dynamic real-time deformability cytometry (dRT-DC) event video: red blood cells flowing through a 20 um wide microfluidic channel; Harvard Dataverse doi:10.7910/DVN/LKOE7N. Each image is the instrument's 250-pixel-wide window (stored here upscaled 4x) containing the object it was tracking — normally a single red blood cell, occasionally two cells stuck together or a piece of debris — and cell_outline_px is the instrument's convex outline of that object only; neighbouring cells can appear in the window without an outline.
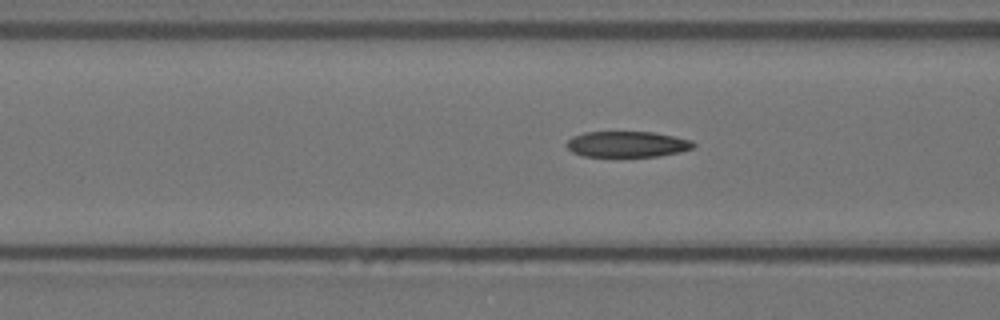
{"species": "Egyptian fruit bat (a non-hibernating species)", "species_latin": "Rousettus aegyptiacus", "temperature_condition": "warm", "stored_images_in_passage": 8, "camera_frame_rate_fps": 3000, "um_per_image_px": 0.085, "animal": {"sex": "female"}, "frame": {"image": 1, "passage_image": 5, "time_ms": 1.333, "image_size_px": [1000, 320], "cell_outline_px": [[696, 144], [692, 148], [680, 152], [660, 156], [584, 156], [572, 152], [564, 144], [572, 136], [584, 132], [652, 132], [692, 140]], "centroid_in_image_um": [53.29, 12.25], "position_along_channel_um": 113.3, "area_um2": 19.07}}